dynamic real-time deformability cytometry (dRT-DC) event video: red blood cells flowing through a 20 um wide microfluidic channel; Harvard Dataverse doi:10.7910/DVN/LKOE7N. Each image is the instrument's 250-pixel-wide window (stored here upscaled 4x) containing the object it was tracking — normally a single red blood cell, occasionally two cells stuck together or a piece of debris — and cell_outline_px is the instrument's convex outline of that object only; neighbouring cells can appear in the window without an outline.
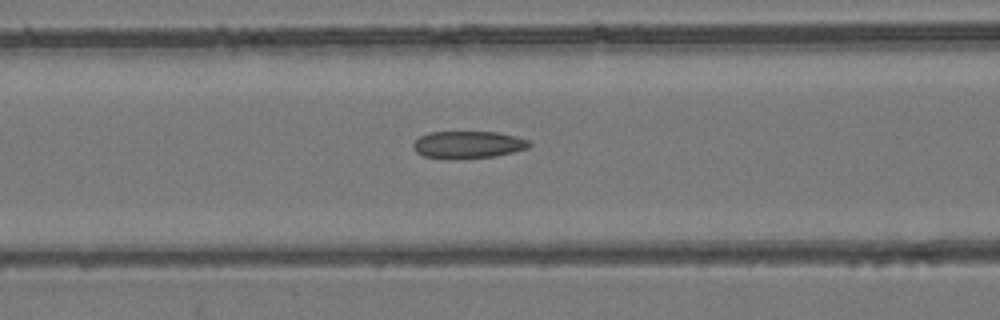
{"species": "common noctule bat (a hibernating species)", "species_latin": "Nyctalus noctula", "temperature_condition": "room temperature", "stored_images_in_passage": 50, "camera_frame_rate_fps": 3000, "um_per_image_px": 0.085, "animal": {"sex": "female", "body_mass_g": 24.6, "forearm_length_mm": 56.2}, "frame": {"image": 1, "passage_image": 19, "time_ms": 6.0, "image_size_px": [1000, 320], "cell_outline_px": [[532, 144], [528, 148], [496, 156], [424, 156], [416, 152], [412, 148], [412, 144], [420, 136], [428, 132], [496, 132], [516, 136], [528, 140]], "centroid_in_image_um": [39.81, 12.25], "position_along_channel_um": 126.8, "area_um2": 17.63}}
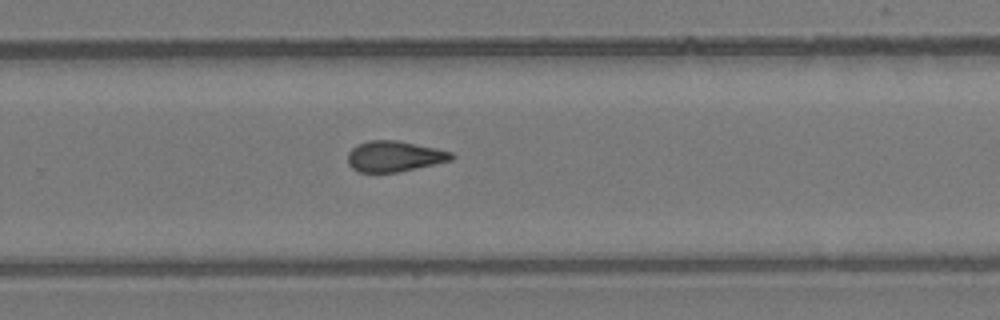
{"frame": {"image": 2, "passage_image": 32, "time_ms": 10.333, "image_size_px": [1000, 320], "cell_outline_px": [[456, 156], [452, 160], [416, 168], [396, 172], [360, 172], [352, 168], [348, 164], [348, 152], [356, 144], [368, 140], [396, 140], [436, 148], [452, 152]], "centroid_in_image_um": [33.51, 13.28], "position_along_channel_um": 296.3, "area_um2": 18.55}}
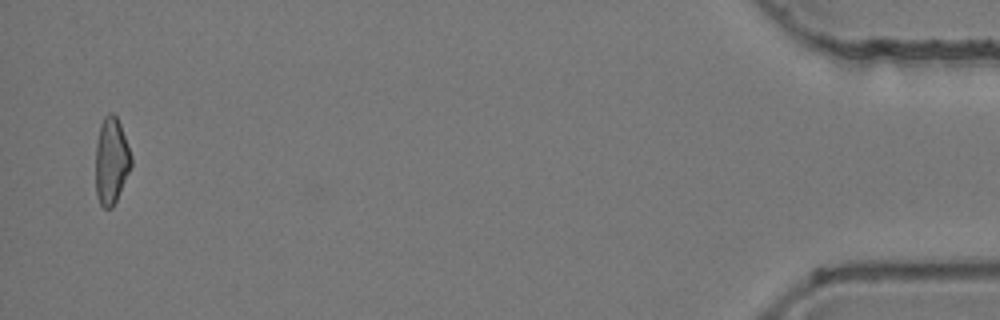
{"frame": {"image": 3, "passage_image": 49, "time_ms": 16.0, "image_size_px": [1000, 320], "cell_outline_px": [[132, 164], [116, 200], [112, 208], [104, 208], [100, 204], [96, 196], [96, 144], [100, 124], [104, 116], [108, 112], [112, 112], [116, 116], [120, 124], [132, 156]], "centroid_in_image_um": [9.45, 13.65], "position_along_channel_um": 425.7, "area_um2": 17.92}, "authors_computed_cell_mechanics": {"area_um2": 18.6116, "velocity_mm_per_s": 3.9224, "shape_relaxation_time_tau1_ms": null, "shape_relaxation_time_tau2_ms": 4.1157, "deformation_change_tau1": null, "deformation_change_tau2": 0.1198}}